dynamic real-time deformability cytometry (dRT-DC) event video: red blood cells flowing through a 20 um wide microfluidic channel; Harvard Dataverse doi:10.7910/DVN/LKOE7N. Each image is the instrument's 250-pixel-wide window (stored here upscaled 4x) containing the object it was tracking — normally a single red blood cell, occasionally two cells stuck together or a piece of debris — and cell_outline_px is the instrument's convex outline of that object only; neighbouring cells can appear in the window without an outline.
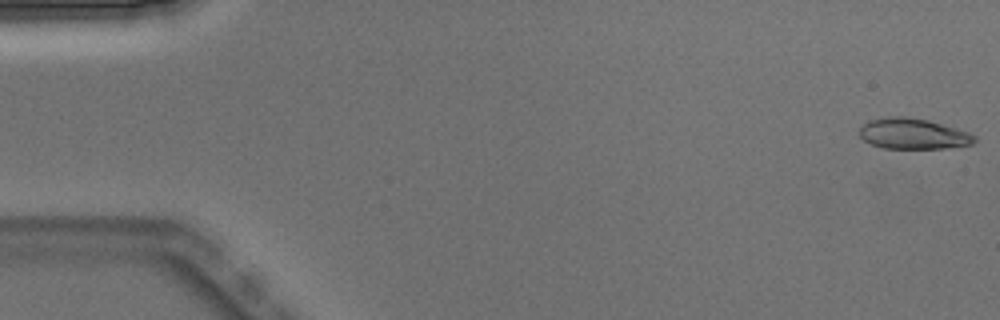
{"species": "Egyptian fruit bat (a non-hibernating species)", "species_latin": "Rousettus aegyptiacus", "temperature_condition": "warm", "stored_images_in_passage": 9, "camera_frame_rate_fps": 3000, "um_per_image_px": 0.085, "animal": {"sex": "male"}, "frame": {"image": 1, "passage_image": 1, "time_ms": 0.0, "image_size_px": [1000, 320], "cell_outline_px": [[976, 140], [972, 144], [944, 148], [884, 148], [872, 144], [864, 140], [860, 136], [860, 128], [868, 120], [888, 116], [904, 116], [928, 120], [956, 128], [968, 132], [976, 136]], "centroid_in_image_um": [77.6, 11.36], "position_along_channel_um": 7.4, "area_um2": 20.46}}
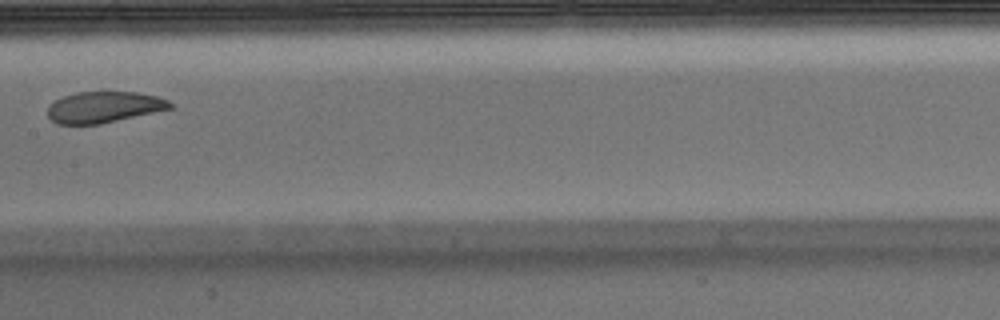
{"frame": {"image": 2, "passage_image": 9, "time_ms": 2.667, "image_size_px": [1000, 320], "cell_outline_px": [[172, 108], [100, 124], [56, 124], [48, 116], [48, 104], [64, 96], [76, 92], [136, 92], [156, 96], [168, 100], [172, 104]], "centroid_in_image_um": [8.8, 9.1], "position_along_channel_um": 198.6, "area_um2": 22.08}}